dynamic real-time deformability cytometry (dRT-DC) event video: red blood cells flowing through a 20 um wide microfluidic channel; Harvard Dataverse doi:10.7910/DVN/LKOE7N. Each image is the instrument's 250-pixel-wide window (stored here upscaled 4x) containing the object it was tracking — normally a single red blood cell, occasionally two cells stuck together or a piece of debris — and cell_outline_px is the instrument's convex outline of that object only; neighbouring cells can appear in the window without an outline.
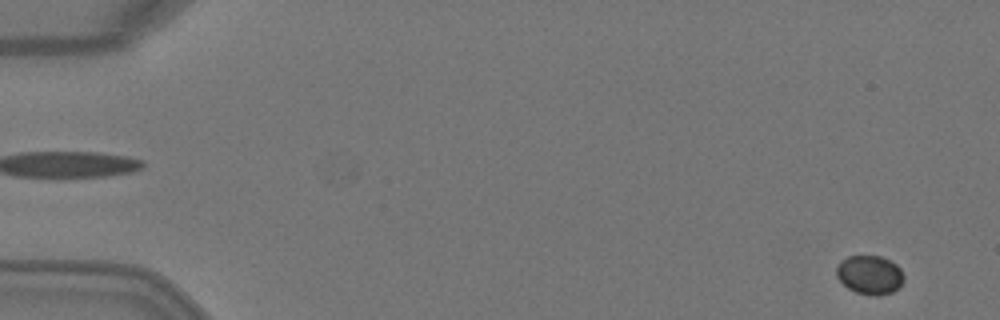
{"species": "Egyptian fruit bat (a non-hibernating species)", "species_latin": "Rousettus aegyptiacus", "temperature_condition": "warm", "stored_images_in_passage": 5, "segment_of_instrument_passage": [2, 2], "camera_frame_rate_fps": 3000, "um_per_image_px": 0.085, "animal": {"sex": "female"}, "frame": {"image": 1, "passage_image": 5, "time_ms": 1.333, "image_size_px": [1000, 320], "cell_outline_px": [[904, 280], [900, 288], [892, 292], [880, 296], [872, 296], [856, 292], [848, 288], [836, 276], [836, 268], [848, 256], [880, 256], [896, 264], [900, 268], [904, 276]], "centroid_in_image_um": [73.97, 23.39], "position_along_channel_um": 11.0, "area_um2": 15.26}}